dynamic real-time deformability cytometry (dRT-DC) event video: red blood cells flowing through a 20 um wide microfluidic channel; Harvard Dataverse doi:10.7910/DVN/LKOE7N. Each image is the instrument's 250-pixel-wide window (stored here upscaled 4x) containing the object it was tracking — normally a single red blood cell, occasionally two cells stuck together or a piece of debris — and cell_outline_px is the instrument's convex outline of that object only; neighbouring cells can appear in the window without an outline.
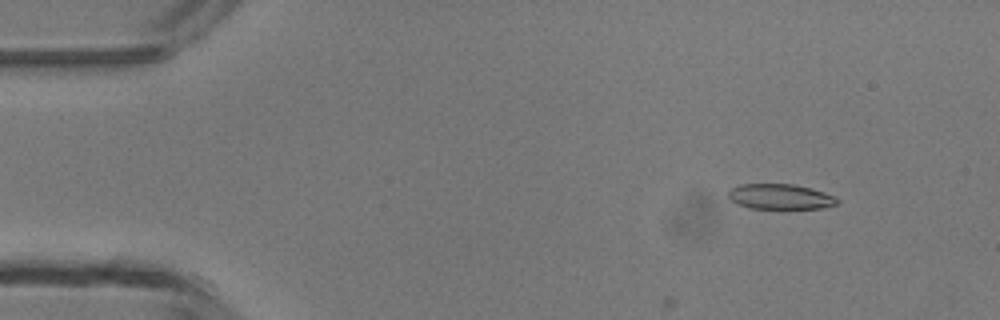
{"species": "common noctule bat (a hibernating species)", "species_latin": "Nyctalus noctula", "temperature_condition": "room temperature", "stored_images_in_passage": 3, "camera_frame_rate_fps": 3000, "um_per_image_px": 0.085, "animal": {"sex": "male", "body_mass_g": 13.3}, "frame": {"image": 1, "passage_image": 1, "time_ms": 0.0, "image_size_px": [1000, 320], "cell_outline_px": [[840, 200], [836, 204], [820, 208], [788, 212], [748, 208], [736, 204], [728, 196], [728, 192], [732, 188], [740, 184], [792, 184], [812, 188], [836, 196]], "centroid_in_image_um": [66.35, 16.77], "position_along_channel_um": 18.6, "area_um2": 17.05}}